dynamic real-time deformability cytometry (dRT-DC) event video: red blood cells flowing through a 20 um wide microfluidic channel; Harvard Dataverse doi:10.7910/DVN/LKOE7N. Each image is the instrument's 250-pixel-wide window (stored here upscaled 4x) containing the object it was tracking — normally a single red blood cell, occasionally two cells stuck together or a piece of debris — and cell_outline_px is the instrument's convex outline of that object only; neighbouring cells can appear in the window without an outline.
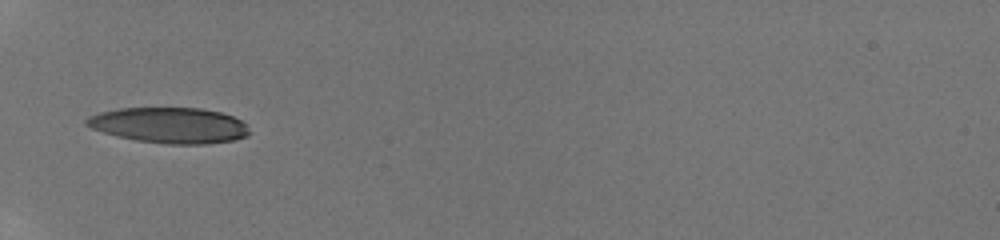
{"species": "human", "species_latin": "Homo sapiens", "temperature_condition": "room temperature", "stored_images_in_passage": 46, "camera_frame_rate_fps": 3000, "um_per_image_px": 0.085, "donor": {"sex": "male"}, "frame": {"image": 1, "passage_image": 1, "time_ms": 0.0, "image_size_px": [1000, 240], "cell_outline_px": [[252, 132], [248, 136], [232, 140], [208, 144], [168, 144], [136, 140], [116, 136], [92, 128], [84, 124], [84, 120], [88, 116], [100, 112], [120, 108], [200, 108], [220, 112], [232, 116], [240, 120]], "centroid_in_image_um": [14.4, 10.65], "position_along_channel_um": 70.6, "area_um2": 33.87}}
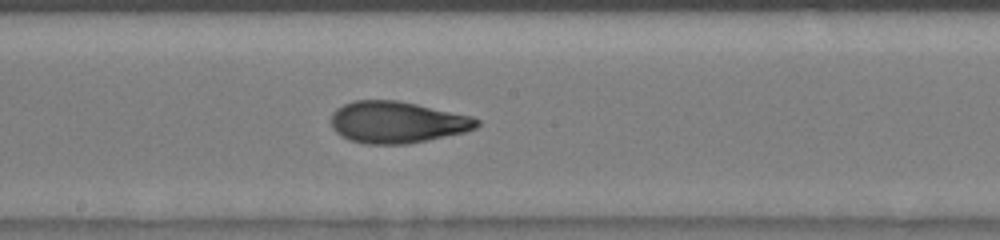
{"frame": {"image": 2, "passage_image": 26, "time_ms": 3.667, "image_size_px": [1000, 240], "cell_outline_px": [[480, 124], [476, 128], [464, 132], [428, 140], [408, 144], [364, 144], [348, 140], [336, 132], [332, 128], [332, 112], [336, 108], [352, 100], [396, 100], [416, 104], [472, 116], [480, 120]], "centroid_in_image_um": [33.74, 10.39], "position_along_channel_um": 214.5, "area_um2": 35.49}}
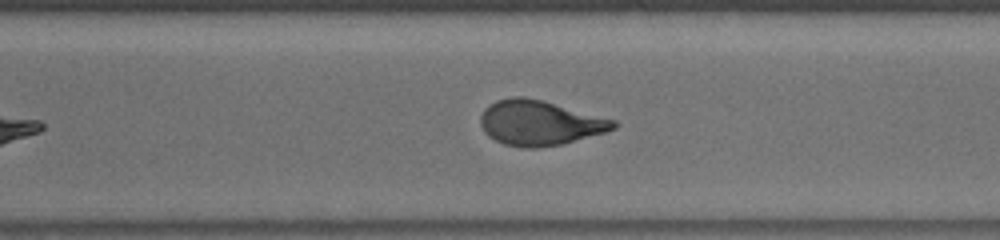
{"frame": {"image": 3, "passage_image": 43, "time_ms": 6.333, "image_size_px": [1000, 240], "cell_outline_px": [[620, 124], [616, 128], [604, 132], [560, 144], [536, 148], [524, 148], [504, 144], [488, 136], [484, 132], [480, 124], [480, 116], [484, 108], [488, 104], [496, 100], [512, 96], [524, 96], [544, 100], [616, 120]], "centroid_in_image_um": [45.85, 10.42], "position_along_channel_um": 324.8, "area_um2": 35.03}}